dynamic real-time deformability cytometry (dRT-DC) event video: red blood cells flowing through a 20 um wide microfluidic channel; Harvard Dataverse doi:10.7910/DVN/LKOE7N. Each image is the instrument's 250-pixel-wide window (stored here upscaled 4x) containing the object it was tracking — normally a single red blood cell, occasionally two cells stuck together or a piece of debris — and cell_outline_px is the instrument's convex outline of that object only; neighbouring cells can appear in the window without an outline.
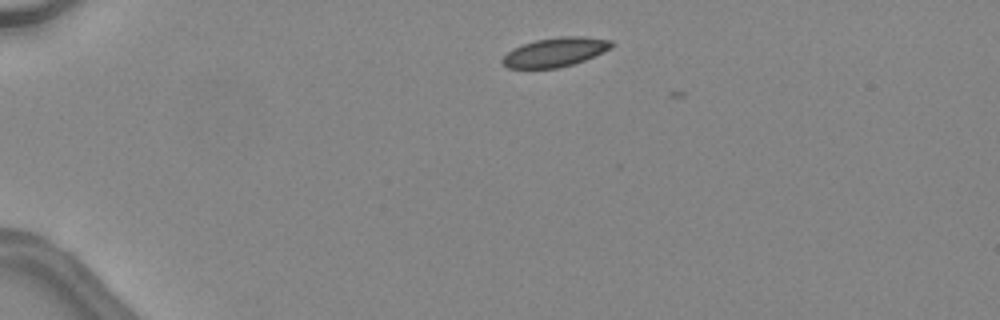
{"species": "common noctule bat (a hibernating species)", "species_latin": "Nyctalus noctula", "temperature_condition": "warm", "stored_images_in_passage": 2, "camera_frame_rate_fps": 3000, "um_per_image_px": 0.085, "animal": {"sex": "female", "body_mass_g": 24.6, "forearm_length_mm": 56.2}, "frame": {"image": 1, "passage_image": 1, "time_ms": 0.0, "image_size_px": [1000, 320], "cell_outline_px": [[616, 44], [612, 48], [584, 60], [572, 64], [556, 68], [508, 68], [500, 60], [512, 48], [536, 40], [560, 36], [584, 36], [612, 40]], "centroid_in_image_um": [47.22, 4.42], "position_along_channel_um": 37.8, "area_um2": 18.5}}